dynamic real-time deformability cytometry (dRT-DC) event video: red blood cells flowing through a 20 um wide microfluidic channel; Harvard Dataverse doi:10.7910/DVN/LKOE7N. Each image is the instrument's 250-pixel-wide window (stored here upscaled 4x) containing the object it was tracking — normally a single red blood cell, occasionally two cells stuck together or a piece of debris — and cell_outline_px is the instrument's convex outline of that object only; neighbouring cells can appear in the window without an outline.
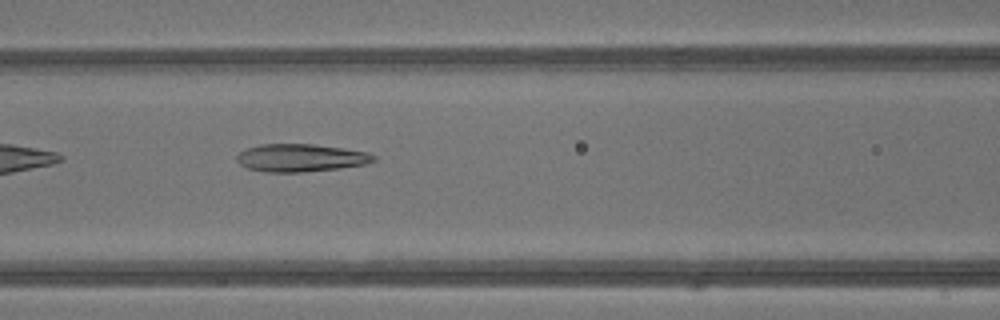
{"species": "common noctule bat (a hibernating species)", "species_latin": "Nyctalus noctula", "temperature_condition": "warm", "stored_images_in_passage": 29, "camera_frame_rate_fps": 3000, "um_per_image_px": 0.085, "animal": {"sex": "male", "body_mass_g": 13.3}, "frame": {"image": 1, "passage_image": 5, "time_ms": 1.333, "image_size_px": [1000, 320], "cell_outline_px": [[376, 160], [364, 164], [340, 168], [300, 172], [268, 172], [248, 168], [240, 164], [236, 160], [236, 156], [240, 152], [248, 148], [260, 144], [312, 144], [344, 148], [368, 152], [376, 156]], "centroid_in_image_um": [25.57, 13.41], "position_along_channel_um": 141.0, "area_um2": 22.02}}
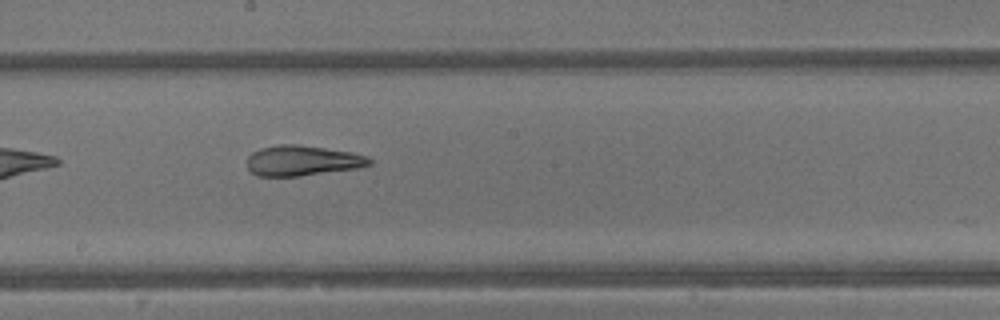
{"frame": {"image": 2, "passage_image": 10, "time_ms": 3.0, "image_size_px": [1000, 320], "cell_outline_px": [[372, 164], [356, 168], [300, 176], [256, 176], [248, 168], [248, 156], [252, 152], [260, 148], [280, 144], [296, 144], [352, 152], [364, 156], [372, 160]], "centroid_in_image_um": [25.67, 13.65], "position_along_channel_um": 222.5, "area_um2": 21.44}}
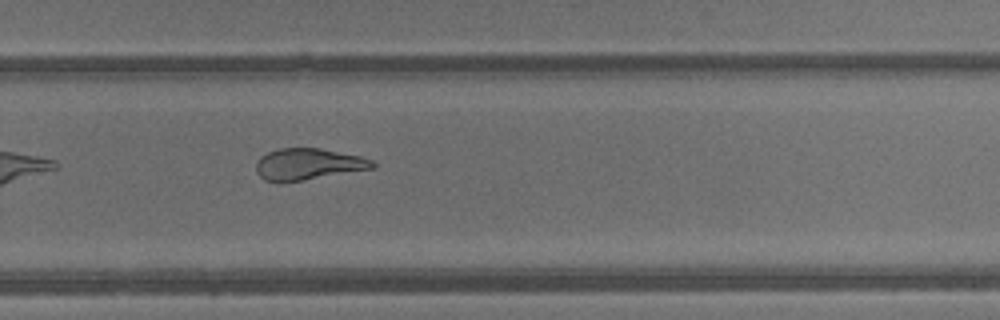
{"frame": {"image": 3, "passage_image": 15, "time_ms": 4.667, "image_size_px": [1000, 320], "cell_outline_px": [[376, 168], [300, 180], [264, 180], [256, 172], [256, 164], [260, 156], [268, 152], [280, 148], [320, 148], [360, 156], [372, 160], [376, 164]], "centroid_in_image_um": [26.22, 13.92], "position_along_channel_um": 303.6, "area_um2": 20.92}}